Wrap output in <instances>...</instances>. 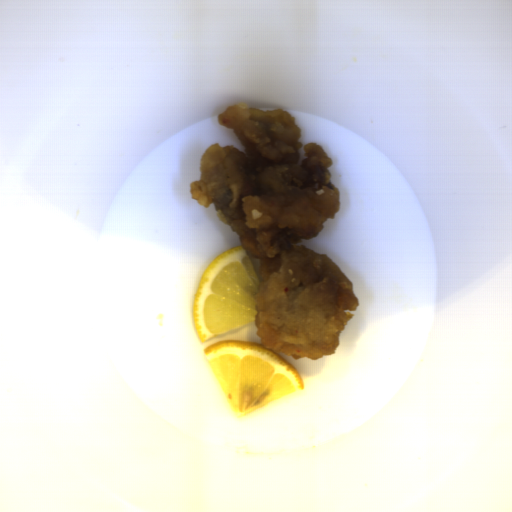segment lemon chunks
Instances as JSON below:
<instances>
[{"label":"lemon chunks","instance_id":"obj_1","mask_svg":"<svg viewBox=\"0 0 512 512\" xmlns=\"http://www.w3.org/2000/svg\"><path fill=\"white\" fill-rule=\"evenodd\" d=\"M202 352L237 419L304 391L296 366L257 341L220 340Z\"/></svg>","mask_w":512,"mask_h":512},{"label":"lemon chunks","instance_id":"obj_2","mask_svg":"<svg viewBox=\"0 0 512 512\" xmlns=\"http://www.w3.org/2000/svg\"><path fill=\"white\" fill-rule=\"evenodd\" d=\"M261 279L241 242L209 262L196 286L190 309L199 344L255 323L253 297Z\"/></svg>","mask_w":512,"mask_h":512}]
</instances>
